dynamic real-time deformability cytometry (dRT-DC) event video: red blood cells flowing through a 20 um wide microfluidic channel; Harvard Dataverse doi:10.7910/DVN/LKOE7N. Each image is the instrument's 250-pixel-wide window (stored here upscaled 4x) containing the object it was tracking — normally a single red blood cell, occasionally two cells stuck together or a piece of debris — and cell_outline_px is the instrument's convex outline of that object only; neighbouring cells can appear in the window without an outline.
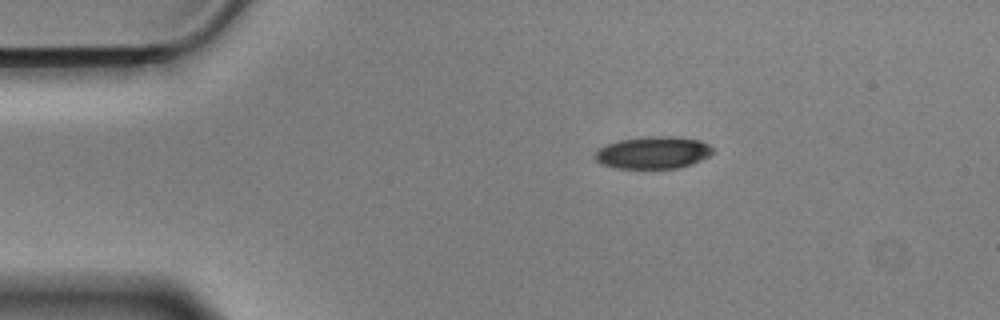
{"species": "Egyptian fruit bat (a non-hibernating species)", "species_latin": "Rousettus aegyptiacus", "temperature_condition": "cold", "stored_images_in_passage": 48, "camera_frame_rate_fps": 3000, "um_per_image_px": 0.085, "animal": {"sex": "male"}, "frame": {"image": 1, "passage_image": 1, "time_ms": 0.0, "image_size_px": [1000, 320], "cell_outline_px": [[712, 152], [708, 156], [692, 164], [676, 168], [612, 168], [600, 164], [592, 156], [600, 148], [608, 144], [620, 140], [648, 136], [672, 136], [700, 140], [708, 144], [712, 148]], "centroid_in_image_um": [55.48, 12.97], "position_along_channel_um": 29.5, "area_um2": 22.08}}
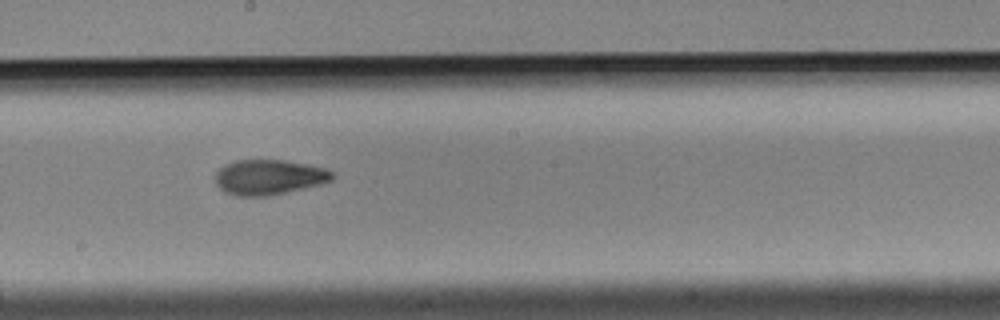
{"frame": {"image": 2, "passage_image": 22, "time_ms": 7.0, "image_size_px": [1000, 320], "cell_outline_px": [[336, 176], [332, 180], [320, 184], [304, 188], [268, 196], [236, 196], [224, 192], [216, 184], [216, 172], [224, 164], [236, 160], [284, 160], [308, 164], [324, 168], [336, 172]], "centroid_in_image_um": [22.88, 15.05], "position_along_channel_um": 225.3, "area_um2": 24.1}}
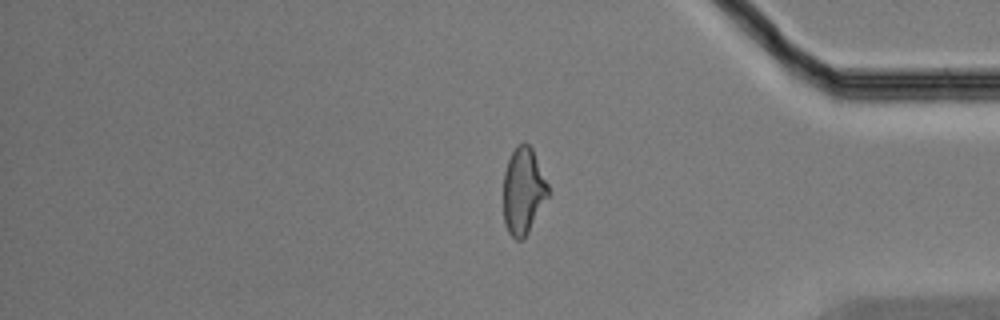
{"frame": {"image": 3, "passage_image": 38, "time_ms": 12.333, "image_size_px": [1000, 320], "cell_outline_px": [[548, 196], [524, 240], [516, 240], [508, 232], [504, 224], [504, 172], [508, 160], [512, 152], [520, 144], [528, 144], [532, 148], [548, 184]], "centroid_in_image_um": [44.47, 16.27], "position_along_channel_um": 390.7, "area_um2": 22.31}, "authors_computed_cell_mechanics": {"area_um2": 23.7558, "velocity_mm_per_s": 3.5168, "shape_relaxation_time_tau1_ms": 4.2398, "shape_relaxation_time_tau2_ms": 3.2436, "deformation_change_tau1": 0.154, "deformation_change_tau2": 0.1015}}